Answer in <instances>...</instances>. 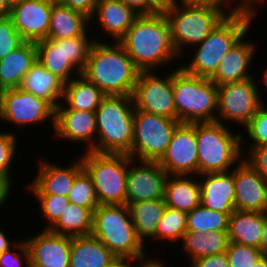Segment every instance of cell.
<instances>
[{"label":"cell","instance_id":"1","mask_svg":"<svg viewBox=\"0 0 267 267\" xmlns=\"http://www.w3.org/2000/svg\"><path fill=\"white\" fill-rule=\"evenodd\" d=\"M119 42L141 72L154 71L178 56L165 14L139 15Z\"/></svg>","mask_w":267,"mask_h":267},{"label":"cell","instance_id":"2","mask_svg":"<svg viewBox=\"0 0 267 267\" xmlns=\"http://www.w3.org/2000/svg\"><path fill=\"white\" fill-rule=\"evenodd\" d=\"M140 72L120 42L95 40L81 74L105 95L132 96Z\"/></svg>","mask_w":267,"mask_h":267},{"label":"cell","instance_id":"3","mask_svg":"<svg viewBox=\"0 0 267 267\" xmlns=\"http://www.w3.org/2000/svg\"><path fill=\"white\" fill-rule=\"evenodd\" d=\"M257 1L265 0H246V11L226 16L199 44L190 64L181 67L189 74L211 78L222 58L249 30Z\"/></svg>","mask_w":267,"mask_h":267},{"label":"cell","instance_id":"4","mask_svg":"<svg viewBox=\"0 0 267 267\" xmlns=\"http://www.w3.org/2000/svg\"><path fill=\"white\" fill-rule=\"evenodd\" d=\"M134 102L128 95H106L96 109V153L128 154L133 141Z\"/></svg>","mask_w":267,"mask_h":267},{"label":"cell","instance_id":"5","mask_svg":"<svg viewBox=\"0 0 267 267\" xmlns=\"http://www.w3.org/2000/svg\"><path fill=\"white\" fill-rule=\"evenodd\" d=\"M91 234L121 261H133L146 255L127 204L99 205L93 212Z\"/></svg>","mask_w":267,"mask_h":267},{"label":"cell","instance_id":"6","mask_svg":"<svg viewBox=\"0 0 267 267\" xmlns=\"http://www.w3.org/2000/svg\"><path fill=\"white\" fill-rule=\"evenodd\" d=\"M172 85L180 123L216 122L218 87L210 78L189 74L180 66L172 72Z\"/></svg>","mask_w":267,"mask_h":267},{"label":"cell","instance_id":"7","mask_svg":"<svg viewBox=\"0 0 267 267\" xmlns=\"http://www.w3.org/2000/svg\"><path fill=\"white\" fill-rule=\"evenodd\" d=\"M232 7L234 6L229 8L228 14L227 10L222 12L209 6L180 3L166 12L172 44L178 57L182 54L184 45L198 46L226 16L246 11V0L240 1L233 9Z\"/></svg>","mask_w":267,"mask_h":267},{"label":"cell","instance_id":"8","mask_svg":"<svg viewBox=\"0 0 267 267\" xmlns=\"http://www.w3.org/2000/svg\"><path fill=\"white\" fill-rule=\"evenodd\" d=\"M94 184L100 205L126 204L128 165L136 160L128 154L86 151L80 158Z\"/></svg>","mask_w":267,"mask_h":267},{"label":"cell","instance_id":"9","mask_svg":"<svg viewBox=\"0 0 267 267\" xmlns=\"http://www.w3.org/2000/svg\"><path fill=\"white\" fill-rule=\"evenodd\" d=\"M198 177L205 173L228 172L241 160L242 136L233 134L223 123H196Z\"/></svg>","mask_w":267,"mask_h":267},{"label":"cell","instance_id":"10","mask_svg":"<svg viewBox=\"0 0 267 267\" xmlns=\"http://www.w3.org/2000/svg\"><path fill=\"white\" fill-rule=\"evenodd\" d=\"M87 37L85 33L68 39L40 40L36 42L37 60L66 84L71 79V72L74 73L75 70L78 77L85 68L90 48L95 41L89 42Z\"/></svg>","mask_w":267,"mask_h":267},{"label":"cell","instance_id":"11","mask_svg":"<svg viewBox=\"0 0 267 267\" xmlns=\"http://www.w3.org/2000/svg\"><path fill=\"white\" fill-rule=\"evenodd\" d=\"M179 124L177 119L135 109L132 148L128 155L136 161H159Z\"/></svg>","mask_w":267,"mask_h":267},{"label":"cell","instance_id":"12","mask_svg":"<svg viewBox=\"0 0 267 267\" xmlns=\"http://www.w3.org/2000/svg\"><path fill=\"white\" fill-rule=\"evenodd\" d=\"M253 78L218 86V110L216 122L232 120L246 126L263 105ZM221 117L222 119L220 120Z\"/></svg>","mask_w":267,"mask_h":267},{"label":"cell","instance_id":"13","mask_svg":"<svg viewBox=\"0 0 267 267\" xmlns=\"http://www.w3.org/2000/svg\"><path fill=\"white\" fill-rule=\"evenodd\" d=\"M15 126L42 123L51 118L55 124V107L47 100L21 88L0 91V119Z\"/></svg>","mask_w":267,"mask_h":267},{"label":"cell","instance_id":"14","mask_svg":"<svg viewBox=\"0 0 267 267\" xmlns=\"http://www.w3.org/2000/svg\"><path fill=\"white\" fill-rule=\"evenodd\" d=\"M152 71L139 73L132 94L134 108L146 113L176 119L172 73L164 78Z\"/></svg>","mask_w":267,"mask_h":267},{"label":"cell","instance_id":"15","mask_svg":"<svg viewBox=\"0 0 267 267\" xmlns=\"http://www.w3.org/2000/svg\"><path fill=\"white\" fill-rule=\"evenodd\" d=\"M158 163L171 176L198 175L196 123H180L176 127Z\"/></svg>","mask_w":267,"mask_h":267},{"label":"cell","instance_id":"16","mask_svg":"<svg viewBox=\"0 0 267 267\" xmlns=\"http://www.w3.org/2000/svg\"><path fill=\"white\" fill-rule=\"evenodd\" d=\"M138 162V167L128 166L126 204L164 199L167 172L158 161Z\"/></svg>","mask_w":267,"mask_h":267},{"label":"cell","instance_id":"17","mask_svg":"<svg viewBox=\"0 0 267 267\" xmlns=\"http://www.w3.org/2000/svg\"><path fill=\"white\" fill-rule=\"evenodd\" d=\"M53 2L48 0H23L13 6L9 17L25 41L48 39Z\"/></svg>","mask_w":267,"mask_h":267},{"label":"cell","instance_id":"18","mask_svg":"<svg viewBox=\"0 0 267 267\" xmlns=\"http://www.w3.org/2000/svg\"><path fill=\"white\" fill-rule=\"evenodd\" d=\"M233 172L235 182V209L265 212L267 180L245 159L239 161Z\"/></svg>","mask_w":267,"mask_h":267},{"label":"cell","instance_id":"19","mask_svg":"<svg viewBox=\"0 0 267 267\" xmlns=\"http://www.w3.org/2000/svg\"><path fill=\"white\" fill-rule=\"evenodd\" d=\"M25 241L30 252V267H69L70 236L43 229Z\"/></svg>","mask_w":267,"mask_h":267},{"label":"cell","instance_id":"20","mask_svg":"<svg viewBox=\"0 0 267 267\" xmlns=\"http://www.w3.org/2000/svg\"><path fill=\"white\" fill-rule=\"evenodd\" d=\"M63 105L55 108V134L72 141H89L87 151H91L96 142L94 137L97 136L96 113L64 108Z\"/></svg>","mask_w":267,"mask_h":267},{"label":"cell","instance_id":"21","mask_svg":"<svg viewBox=\"0 0 267 267\" xmlns=\"http://www.w3.org/2000/svg\"><path fill=\"white\" fill-rule=\"evenodd\" d=\"M201 204L211 210L231 214L235 210V182L233 172L201 174Z\"/></svg>","mask_w":267,"mask_h":267},{"label":"cell","instance_id":"22","mask_svg":"<svg viewBox=\"0 0 267 267\" xmlns=\"http://www.w3.org/2000/svg\"><path fill=\"white\" fill-rule=\"evenodd\" d=\"M39 173L30 185L34 195H68L76 176L83 170L81 160L70 167L40 162Z\"/></svg>","mask_w":267,"mask_h":267},{"label":"cell","instance_id":"23","mask_svg":"<svg viewBox=\"0 0 267 267\" xmlns=\"http://www.w3.org/2000/svg\"><path fill=\"white\" fill-rule=\"evenodd\" d=\"M255 50V43L244 41L241 38L222 58L210 80L218 87L226 83L252 78L247 70L253 55H255Z\"/></svg>","mask_w":267,"mask_h":267},{"label":"cell","instance_id":"24","mask_svg":"<svg viewBox=\"0 0 267 267\" xmlns=\"http://www.w3.org/2000/svg\"><path fill=\"white\" fill-rule=\"evenodd\" d=\"M120 261L92 234L71 237L69 267H114Z\"/></svg>","mask_w":267,"mask_h":267},{"label":"cell","instance_id":"25","mask_svg":"<svg viewBox=\"0 0 267 267\" xmlns=\"http://www.w3.org/2000/svg\"><path fill=\"white\" fill-rule=\"evenodd\" d=\"M36 42L25 41L19 48L0 59V91L18 88L37 62Z\"/></svg>","mask_w":267,"mask_h":267},{"label":"cell","instance_id":"26","mask_svg":"<svg viewBox=\"0 0 267 267\" xmlns=\"http://www.w3.org/2000/svg\"><path fill=\"white\" fill-rule=\"evenodd\" d=\"M102 29L119 42L139 16L121 0H98L94 14Z\"/></svg>","mask_w":267,"mask_h":267},{"label":"cell","instance_id":"27","mask_svg":"<svg viewBox=\"0 0 267 267\" xmlns=\"http://www.w3.org/2000/svg\"><path fill=\"white\" fill-rule=\"evenodd\" d=\"M265 217L264 212L235 209L229 217V241L261 250Z\"/></svg>","mask_w":267,"mask_h":267},{"label":"cell","instance_id":"28","mask_svg":"<svg viewBox=\"0 0 267 267\" xmlns=\"http://www.w3.org/2000/svg\"><path fill=\"white\" fill-rule=\"evenodd\" d=\"M90 18L60 2L53 3L48 39H68L85 34Z\"/></svg>","mask_w":267,"mask_h":267},{"label":"cell","instance_id":"29","mask_svg":"<svg viewBox=\"0 0 267 267\" xmlns=\"http://www.w3.org/2000/svg\"><path fill=\"white\" fill-rule=\"evenodd\" d=\"M174 176L167 177L164 201L168 207L188 213L201 204L200 184L187 175Z\"/></svg>","mask_w":267,"mask_h":267},{"label":"cell","instance_id":"30","mask_svg":"<svg viewBox=\"0 0 267 267\" xmlns=\"http://www.w3.org/2000/svg\"><path fill=\"white\" fill-rule=\"evenodd\" d=\"M19 88L49 101L55 108L63 96L64 83L38 61L23 78Z\"/></svg>","mask_w":267,"mask_h":267},{"label":"cell","instance_id":"31","mask_svg":"<svg viewBox=\"0 0 267 267\" xmlns=\"http://www.w3.org/2000/svg\"><path fill=\"white\" fill-rule=\"evenodd\" d=\"M79 77L64 84L62 97L67 108L95 112L106 95L82 74Z\"/></svg>","mask_w":267,"mask_h":267},{"label":"cell","instance_id":"32","mask_svg":"<svg viewBox=\"0 0 267 267\" xmlns=\"http://www.w3.org/2000/svg\"><path fill=\"white\" fill-rule=\"evenodd\" d=\"M128 207L138 238L142 242L145 238H153L167 207L164 199L133 202Z\"/></svg>","mask_w":267,"mask_h":267},{"label":"cell","instance_id":"33","mask_svg":"<svg viewBox=\"0 0 267 267\" xmlns=\"http://www.w3.org/2000/svg\"><path fill=\"white\" fill-rule=\"evenodd\" d=\"M184 250L192 261L205 256L226 252L229 243L228 231H186L182 239Z\"/></svg>","mask_w":267,"mask_h":267},{"label":"cell","instance_id":"34","mask_svg":"<svg viewBox=\"0 0 267 267\" xmlns=\"http://www.w3.org/2000/svg\"><path fill=\"white\" fill-rule=\"evenodd\" d=\"M48 230L70 237L90 235L93 230V212L70 202Z\"/></svg>","mask_w":267,"mask_h":267},{"label":"cell","instance_id":"35","mask_svg":"<svg viewBox=\"0 0 267 267\" xmlns=\"http://www.w3.org/2000/svg\"><path fill=\"white\" fill-rule=\"evenodd\" d=\"M231 214L211 210L199 204L187 213V231H228Z\"/></svg>","mask_w":267,"mask_h":267},{"label":"cell","instance_id":"36","mask_svg":"<svg viewBox=\"0 0 267 267\" xmlns=\"http://www.w3.org/2000/svg\"><path fill=\"white\" fill-rule=\"evenodd\" d=\"M187 212L166 207L158 222L154 239L176 242L182 240L187 231Z\"/></svg>","mask_w":267,"mask_h":267},{"label":"cell","instance_id":"37","mask_svg":"<svg viewBox=\"0 0 267 267\" xmlns=\"http://www.w3.org/2000/svg\"><path fill=\"white\" fill-rule=\"evenodd\" d=\"M67 198L71 203L89 208L92 212L100 205L94 184L84 169L76 176Z\"/></svg>","mask_w":267,"mask_h":267},{"label":"cell","instance_id":"38","mask_svg":"<svg viewBox=\"0 0 267 267\" xmlns=\"http://www.w3.org/2000/svg\"><path fill=\"white\" fill-rule=\"evenodd\" d=\"M264 254L255 247L230 241L226 250L229 267H253Z\"/></svg>","mask_w":267,"mask_h":267},{"label":"cell","instance_id":"39","mask_svg":"<svg viewBox=\"0 0 267 267\" xmlns=\"http://www.w3.org/2000/svg\"><path fill=\"white\" fill-rule=\"evenodd\" d=\"M24 42L12 19L9 16L0 18V59L19 48Z\"/></svg>","mask_w":267,"mask_h":267},{"label":"cell","instance_id":"40","mask_svg":"<svg viewBox=\"0 0 267 267\" xmlns=\"http://www.w3.org/2000/svg\"><path fill=\"white\" fill-rule=\"evenodd\" d=\"M247 135L252 139L253 145L250 146L249 151L253 147H259L267 145V109L265 105L261 106L253 117L250 119L248 124L245 126Z\"/></svg>","mask_w":267,"mask_h":267},{"label":"cell","instance_id":"41","mask_svg":"<svg viewBox=\"0 0 267 267\" xmlns=\"http://www.w3.org/2000/svg\"><path fill=\"white\" fill-rule=\"evenodd\" d=\"M40 202L41 211L43 216L49 222L50 228L61 216L66 206L70 203L66 196L61 195H35Z\"/></svg>","mask_w":267,"mask_h":267},{"label":"cell","instance_id":"42","mask_svg":"<svg viewBox=\"0 0 267 267\" xmlns=\"http://www.w3.org/2000/svg\"><path fill=\"white\" fill-rule=\"evenodd\" d=\"M15 139L16 136L11 132H0V176L7 178L10 182V164L13 162L16 150Z\"/></svg>","mask_w":267,"mask_h":267},{"label":"cell","instance_id":"43","mask_svg":"<svg viewBox=\"0 0 267 267\" xmlns=\"http://www.w3.org/2000/svg\"><path fill=\"white\" fill-rule=\"evenodd\" d=\"M15 247L21 250V252H12L11 248L2 252L0 254V267H21L23 265V259L26 264L25 266L30 267V252L27 247L26 241L23 240L21 242H17V245Z\"/></svg>","mask_w":267,"mask_h":267},{"label":"cell","instance_id":"44","mask_svg":"<svg viewBox=\"0 0 267 267\" xmlns=\"http://www.w3.org/2000/svg\"><path fill=\"white\" fill-rule=\"evenodd\" d=\"M246 161L267 180V145L253 147Z\"/></svg>","mask_w":267,"mask_h":267},{"label":"cell","instance_id":"45","mask_svg":"<svg viewBox=\"0 0 267 267\" xmlns=\"http://www.w3.org/2000/svg\"><path fill=\"white\" fill-rule=\"evenodd\" d=\"M59 2L83 13L92 21L98 0H60Z\"/></svg>","mask_w":267,"mask_h":267},{"label":"cell","instance_id":"46","mask_svg":"<svg viewBox=\"0 0 267 267\" xmlns=\"http://www.w3.org/2000/svg\"><path fill=\"white\" fill-rule=\"evenodd\" d=\"M191 267H229L226 252L205 256L192 261Z\"/></svg>","mask_w":267,"mask_h":267},{"label":"cell","instance_id":"47","mask_svg":"<svg viewBox=\"0 0 267 267\" xmlns=\"http://www.w3.org/2000/svg\"><path fill=\"white\" fill-rule=\"evenodd\" d=\"M178 0H148V15L165 14L173 9Z\"/></svg>","mask_w":267,"mask_h":267},{"label":"cell","instance_id":"48","mask_svg":"<svg viewBox=\"0 0 267 267\" xmlns=\"http://www.w3.org/2000/svg\"><path fill=\"white\" fill-rule=\"evenodd\" d=\"M231 1L232 0H180V3L190 4V5L209 6V7L217 8L223 12L224 10H223L222 5L227 4L229 6L230 4L228 3H232Z\"/></svg>","mask_w":267,"mask_h":267},{"label":"cell","instance_id":"49","mask_svg":"<svg viewBox=\"0 0 267 267\" xmlns=\"http://www.w3.org/2000/svg\"><path fill=\"white\" fill-rule=\"evenodd\" d=\"M139 15H148V0H121Z\"/></svg>","mask_w":267,"mask_h":267},{"label":"cell","instance_id":"50","mask_svg":"<svg viewBox=\"0 0 267 267\" xmlns=\"http://www.w3.org/2000/svg\"><path fill=\"white\" fill-rule=\"evenodd\" d=\"M11 186L12 184L7 178L0 176V206L4 205L7 200L10 194L9 191H11Z\"/></svg>","mask_w":267,"mask_h":267},{"label":"cell","instance_id":"51","mask_svg":"<svg viewBox=\"0 0 267 267\" xmlns=\"http://www.w3.org/2000/svg\"><path fill=\"white\" fill-rule=\"evenodd\" d=\"M146 257L147 256L144 255L142 257H139V258L133 259V260H134V262L137 260V261H140L139 263H142V265L139 267H165V265L162 262H160L158 259L157 260L156 259H154V260L146 259L145 260ZM130 267H131V265H130Z\"/></svg>","mask_w":267,"mask_h":267},{"label":"cell","instance_id":"52","mask_svg":"<svg viewBox=\"0 0 267 267\" xmlns=\"http://www.w3.org/2000/svg\"><path fill=\"white\" fill-rule=\"evenodd\" d=\"M3 230H0V253L4 252L5 250H8L10 248L11 242L9 239H7L5 232H2Z\"/></svg>","mask_w":267,"mask_h":267},{"label":"cell","instance_id":"53","mask_svg":"<svg viewBox=\"0 0 267 267\" xmlns=\"http://www.w3.org/2000/svg\"><path fill=\"white\" fill-rule=\"evenodd\" d=\"M11 8L7 5L5 0H0V18L8 17Z\"/></svg>","mask_w":267,"mask_h":267},{"label":"cell","instance_id":"54","mask_svg":"<svg viewBox=\"0 0 267 267\" xmlns=\"http://www.w3.org/2000/svg\"><path fill=\"white\" fill-rule=\"evenodd\" d=\"M261 250L267 254V218L265 217L264 229H263V236H262V243H261Z\"/></svg>","mask_w":267,"mask_h":267},{"label":"cell","instance_id":"55","mask_svg":"<svg viewBox=\"0 0 267 267\" xmlns=\"http://www.w3.org/2000/svg\"><path fill=\"white\" fill-rule=\"evenodd\" d=\"M253 267H267V254H264Z\"/></svg>","mask_w":267,"mask_h":267},{"label":"cell","instance_id":"56","mask_svg":"<svg viewBox=\"0 0 267 267\" xmlns=\"http://www.w3.org/2000/svg\"><path fill=\"white\" fill-rule=\"evenodd\" d=\"M7 5L12 8L13 6L21 3L23 0H5Z\"/></svg>","mask_w":267,"mask_h":267},{"label":"cell","instance_id":"57","mask_svg":"<svg viewBox=\"0 0 267 267\" xmlns=\"http://www.w3.org/2000/svg\"><path fill=\"white\" fill-rule=\"evenodd\" d=\"M128 262V264H127ZM130 260L129 261H120L118 264H116L114 267H130Z\"/></svg>","mask_w":267,"mask_h":267},{"label":"cell","instance_id":"58","mask_svg":"<svg viewBox=\"0 0 267 267\" xmlns=\"http://www.w3.org/2000/svg\"><path fill=\"white\" fill-rule=\"evenodd\" d=\"M263 80H264V83H265V85H267V69L265 70V72L263 73Z\"/></svg>","mask_w":267,"mask_h":267},{"label":"cell","instance_id":"59","mask_svg":"<svg viewBox=\"0 0 267 267\" xmlns=\"http://www.w3.org/2000/svg\"><path fill=\"white\" fill-rule=\"evenodd\" d=\"M48 1H51L53 3H56V2H59L60 0H48Z\"/></svg>","mask_w":267,"mask_h":267},{"label":"cell","instance_id":"60","mask_svg":"<svg viewBox=\"0 0 267 267\" xmlns=\"http://www.w3.org/2000/svg\"><path fill=\"white\" fill-rule=\"evenodd\" d=\"M264 213H265L266 218H267V206H266V209H265V212Z\"/></svg>","mask_w":267,"mask_h":267}]
</instances>
